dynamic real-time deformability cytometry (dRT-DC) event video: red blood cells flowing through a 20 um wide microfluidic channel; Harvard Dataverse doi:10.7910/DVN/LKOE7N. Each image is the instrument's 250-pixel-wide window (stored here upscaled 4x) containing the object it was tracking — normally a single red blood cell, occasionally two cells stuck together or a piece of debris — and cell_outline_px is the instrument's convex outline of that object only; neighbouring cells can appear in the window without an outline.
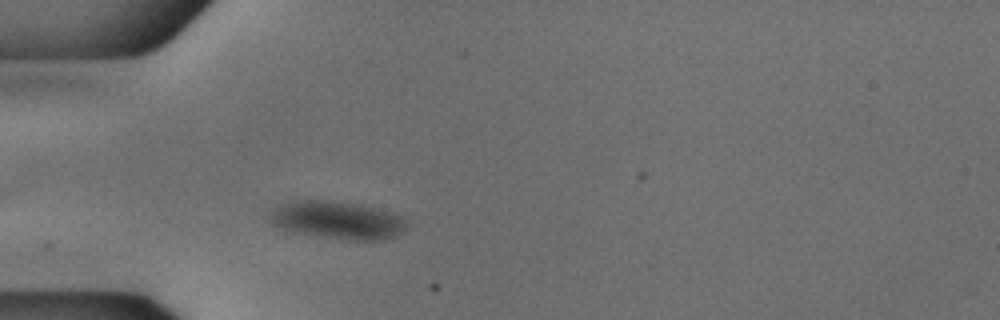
{"species": "common noctule bat (a hibernating species)", "species_latin": "Nyctalus noctula", "temperature_condition": "cold", "stored_images_in_passage": 43, "camera_frame_rate_fps": 3000, "um_per_image_px": 0.085, "animal": {"sex": "male", "body_mass_g": 18.8}, "frame": {"image": 1, "passage_image": 5, "time_ms": 1.333, "image_size_px": [1000, 320], "cell_outline_px": [[404, 228], [396, 236], [384, 240], [344, 240], [296, 232], [272, 224], [268, 220], [268, 212], [272, 208], [280, 204], [300, 200], [328, 200], [360, 204], [400, 216], [404, 220]], "centroid_in_image_um": [28.6, 18.71], "position_along_channel_um": 56.4, "area_um2": 29.88}}
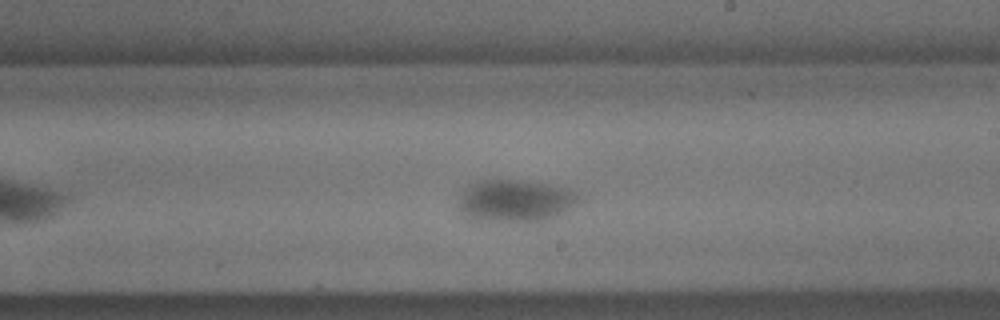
{"frame": {"image": 2, "passage_image": 21, "time_ms": 6.667, "image_size_px": [1000, 320], "cell_outline_px": [[576, 200], [568, 208], [544, 220], [488, 220], [468, 216], [460, 208], [460, 196], [472, 184], [480, 180], [520, 180], [568, 188], [576, 192]], "centroid_in_image_um": [43.78, 17.02], "position_along_channel_um": 245.2, "area_um2": 27.86}}
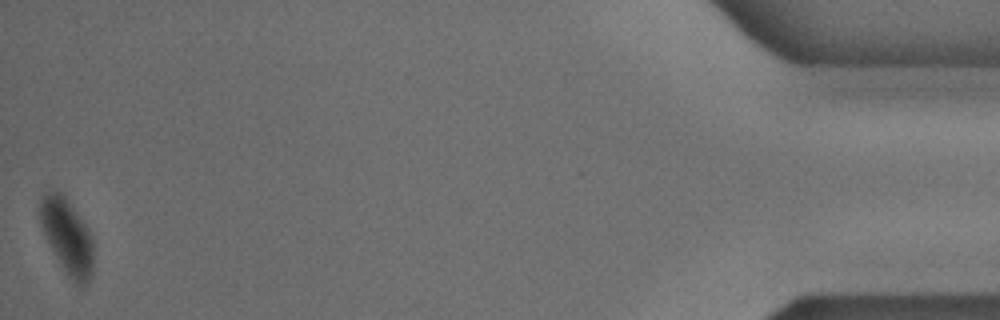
{"frame": {"image": 3, "passage_image": 43, "time_ms": 14.0, "image_size_px": [1000, 320], "cell_outline_px": [[92, 272], [88, 280], [84, 284], [80, 284], [72, 280], [60, 264], [40, 224], [40, 200], [48, 192], [60, 192], [68, 200], [88, 228], [92, 236]], "centroid_in_image_um": [5.72, 20.07], "position_along_channel_um": 429.5, "area_um2": 22.54}, "authors_computed_cell_mechanics": {"area_um2": 27.3972, "velocity_mm_per_s": 3.7016, "shape_relaxation_time_tau1_ms": 3.4358, "shape_relaxation_time_tau2_ms": null, "deformation_change_tau1": 0.0987, "deformation_change_tau2": null}}